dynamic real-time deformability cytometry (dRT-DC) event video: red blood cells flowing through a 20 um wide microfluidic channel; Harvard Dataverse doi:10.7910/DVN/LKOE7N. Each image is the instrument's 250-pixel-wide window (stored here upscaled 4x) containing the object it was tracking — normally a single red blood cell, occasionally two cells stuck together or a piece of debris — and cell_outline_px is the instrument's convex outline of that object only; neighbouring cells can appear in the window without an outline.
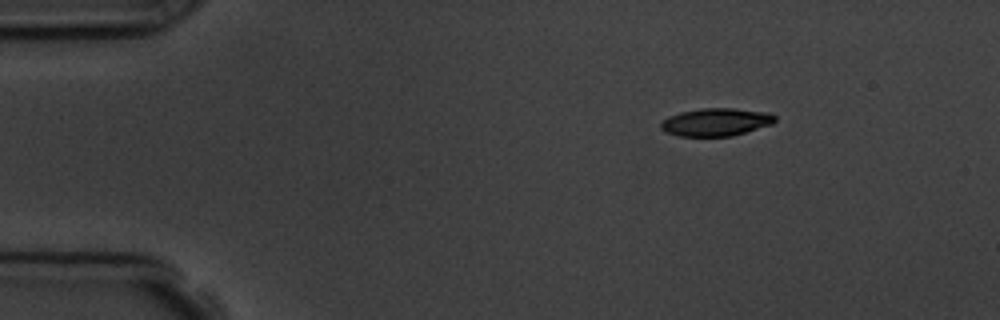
{"species": "common noctule bat (a hibernating species)", "species_latin": "Nyctalus noctula", "temperature_condition": "room temperature", "stored_images_in_passage": 2, "camera_frame_rate_fps": 3000, "um_per_image_px": 0.085, "animal": {"sex": "male", "body_mass_g": 19.5, "forearm_length_mm": 54.6}, "frame": {"image": 1, "passage_image": 2, "time_ms": 2.0, "image_size_px": [1000, 320], "cell_outline_px": [[776, 120], [772, 124], [732, 136], [680, 136], [668, 132], [660, 128], [660, 124], [668, 116], [680, 112], [700, 108], [732, 108], [768, 112], [776, 116]], "centroid_in_image_um": [60.87, 10.37], "position_along_channel_um": 24.1, "area_um2": 18.44}}